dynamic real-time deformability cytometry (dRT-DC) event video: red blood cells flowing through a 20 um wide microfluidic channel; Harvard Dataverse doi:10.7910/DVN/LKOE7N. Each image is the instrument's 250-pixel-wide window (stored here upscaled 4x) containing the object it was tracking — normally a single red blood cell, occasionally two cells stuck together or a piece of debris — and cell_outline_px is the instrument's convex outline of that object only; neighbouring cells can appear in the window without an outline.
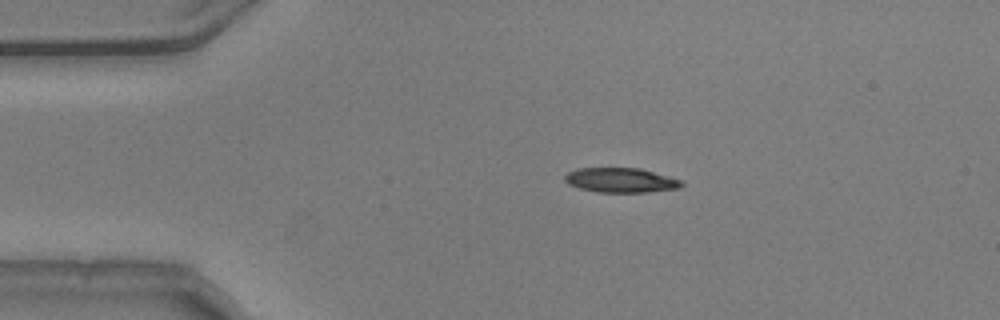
{"species": "common noctule bat (a hibernating species)", "species_latin": "Nyctalus noctula", "temperature_condition": "warm", "stored_images_in_passage": 37, "camera_frame_rate_fps": 3000, "um_per_image_px": 0.085, "animal": {"sex": "male", "body_mass_g": 20.5, "forearm_length_mm": 52.5}, "frame": {"image": 1, "passage_image": 1, "time_ms": 0.0, "image_size_px": [1000, 320], "cell_outline_px": [[684, 184], [680, 188], [644, 192], [596, 192], [580, 188], [568, 184], [564, 180], [564, 176], [568, 172], [576, 168], [640, 168], [684, 180]], "centroid_in_image_um": [52.78, 15.31], "position_along_channel_um": 32.2, "area_um2": 16.88}}
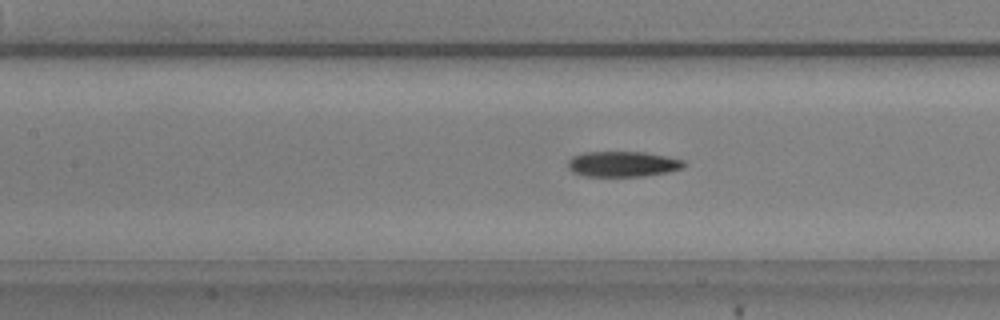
{"frame": {"image": 2, "passage_image": 14, "time_ms": 4.333, "image_size_px": [1000, 320], "cell_outline_px": [[688, 164], [684, 168], [668, 172], [644, 176], [584, 176], [572, 172], [568, 168], [568, 160], [572, 156], [584, 152], [644, 152], [684, 160]], "centroid_in_image_um": [52.94, 13.94], "position_along_channel_um": 154.5, "area_um2": 17.34}}
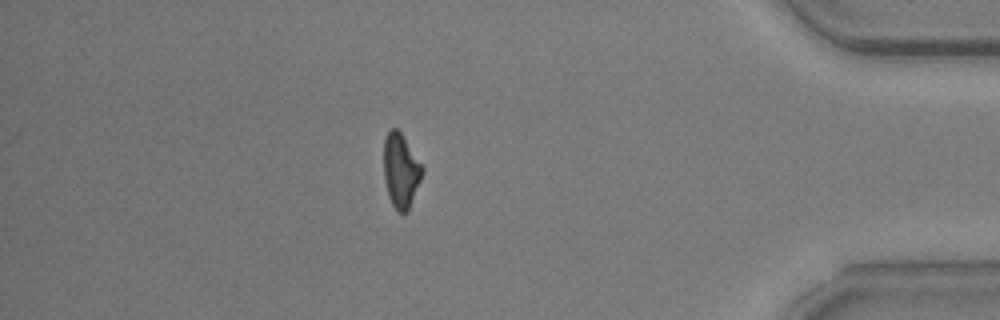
{"frame": {"image": 3, "passage_image": 37, "time_ms": 12.0, "image_size_px": [1000, 320], "cell_outline_px": [[424, 172], [408, 212], [396, 212], [388, 196], [384, 180], [384, 140], [388, 132], [392, 128], [396, 128], [400, 132], [424, 168]], "centroid_in_image_um": [34.07, 14.54], "position_along_channel_um": 401.1, "area_um2": 16.65}, "authors_computed_cell_mechanics": {"area_um2": 17.4556, "velocity_mm_per_s": 3.7654, "shape_relaxation_time_tau1_ms": 7.465, "shape_relaxation_time_tau2_ms": 8.4801, "deformation_change_tau1": 0.2062, "deformation_change_tau2": 0.1958}}